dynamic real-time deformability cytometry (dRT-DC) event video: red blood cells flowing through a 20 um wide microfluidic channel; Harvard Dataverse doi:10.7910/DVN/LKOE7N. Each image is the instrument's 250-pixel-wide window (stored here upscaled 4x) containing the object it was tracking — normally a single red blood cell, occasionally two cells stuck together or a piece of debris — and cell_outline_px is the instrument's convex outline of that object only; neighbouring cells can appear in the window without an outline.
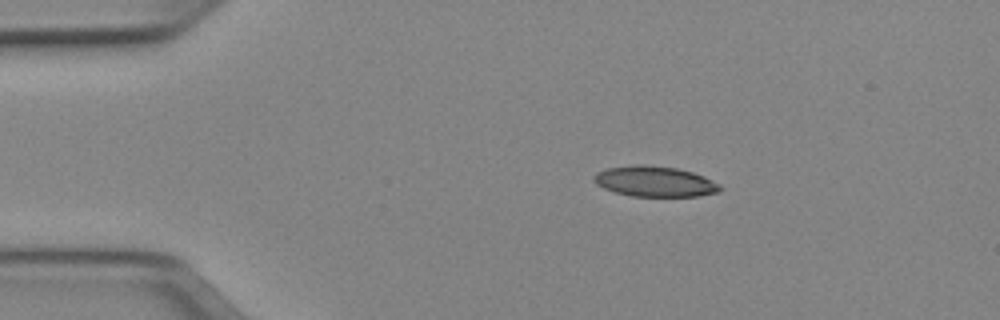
{"species": "Egyptian fruit bat (a non-hibernating species)", "species_latin": "Rousettus aegyptiacus", "temperature_condition": "cold", "stored_images_in_passage": 43, "camera_frame_rate_fps": 3000, "um_per_image_px": 0.085, "animal": {"sex": "female"}, "frame": {"image": 1, "passage_image": 1, "time_ms": 0.0, "image_size_px": [1000, 320], "cell_outline_px": [[724, 188], [720, 192], [700, 196], [632, 196], [616, 192], [604, 188], [596, 184], [592, 180], [592, 176], [596, 172], [608, 168], [640, 164], [676, 168], [692, 172], [704, 176], [720, 184]], "centroid_in_image_um": [55.68, 15.43], "position_along_channel_um": 29.3, "area_um2": 22.48}}
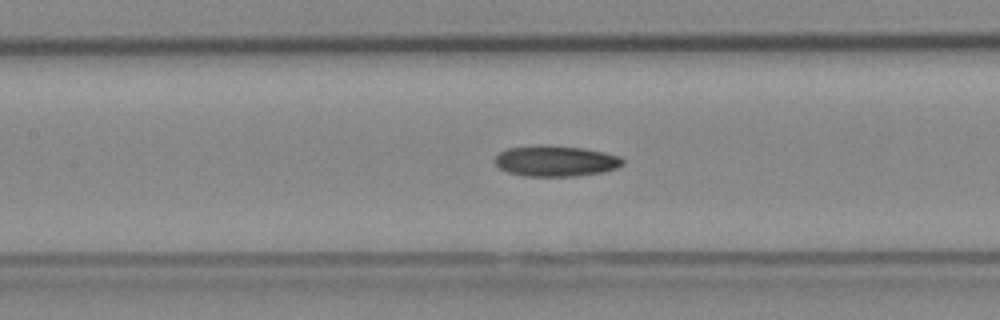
{"frame": {"image": 2, "passage_image": 15, "time_ms": 4.667, "image_size_px": [1000, 320], "cell_outline_px": [[624, 164], [616, 168], [600, 172], [576, 176], [524, 176], [508, 172], [500, 168], [492, 160], [500, 152], [508, 148], [536, 144], [548, 144], [584, 148], [604, 152], [620, 156], [624, 160]], "centroid_in_image_um": [47.21, 13.66], "position_along_channel_um": 160.2, "area_um2": 23.24}}
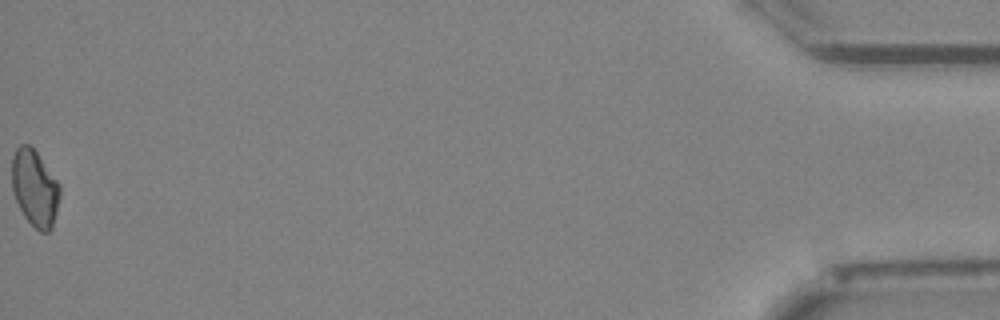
{"frame": {"image": 3, "passage_image": 43, "time_ms": 14.0, "image_size_px": [1000, 320], "cell_outline_px": [[60, 196], [52, 228], [48, 232], [40, 232], [24, 216], [16, 200], [12, 188], [12, 156], [16, 148], [20, 144], [28, 144], [36, 152], [60, 184]], "centroid_in_image_um": [2.96, 15.98], "position_along_channel_um": 432.2, "area_um2": 21.21}}